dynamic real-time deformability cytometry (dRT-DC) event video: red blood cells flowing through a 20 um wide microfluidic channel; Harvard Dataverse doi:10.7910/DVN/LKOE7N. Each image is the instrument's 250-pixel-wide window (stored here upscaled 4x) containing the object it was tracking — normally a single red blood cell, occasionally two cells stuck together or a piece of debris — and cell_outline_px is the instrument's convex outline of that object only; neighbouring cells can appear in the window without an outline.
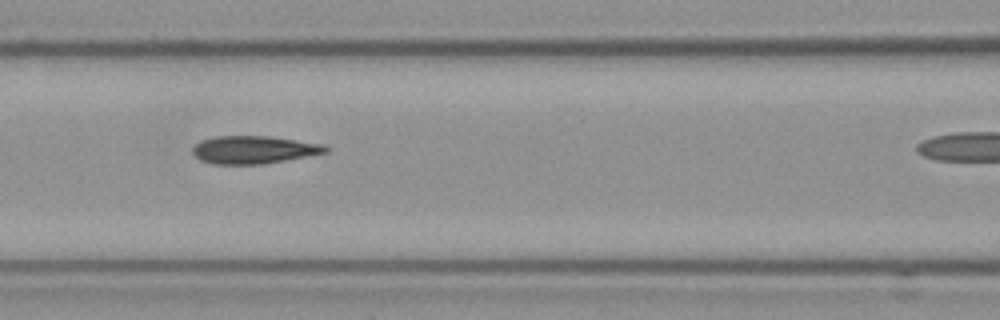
{"species": "Egyptian fruit bat (a non-hibernating species)", "species_latin": "Rousettus aegyptiacus", "temperature_condition": "cold", "stored_images_in_passage": 9, "camera_frame_rate_fps": 3000, "um_per_image_px": 0.085, "frame": {"image": 1, "passage_image": 6, "time_ms": 1.667, "image_size_px": [1000, 320], "cell_outline_px": [[332, 148], [328, 152], [264, 164], [212, 164], [200, 160], [192, 152], [192, 148], [200, 140], [216, 136], [272, 136], [324, 144]], "centroid_in_image_um": [21.6, 12.72], "position_along_channel_um": 145.0, "area_um2": 21.73}}
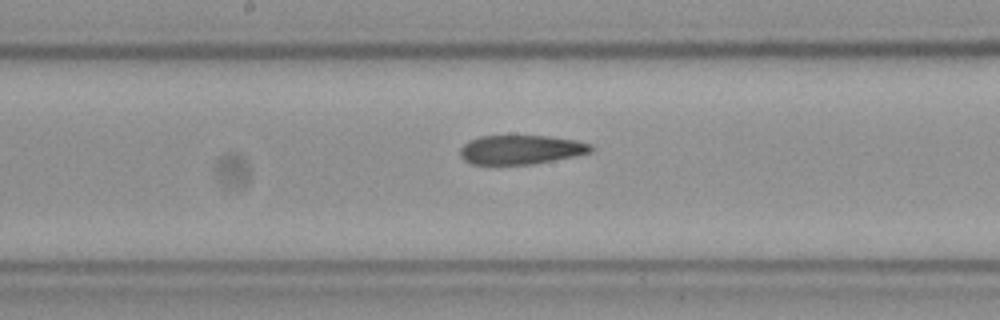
{"frame": {"image": 2, "passage_image": 8, "time_ms": 2.333, "image_size_px": [1000, 320], "cell_outline_px": [[592, 152], [532, 164], [472, 164], [464, 160], [460, 156], [460, 148], [468, 140], [480, 136], [548, 136], [576, 140], [592, 144]], "centroid_in_image_um": [44.25, 12.71], "position_along_channel_um": 204.0, "area_um2": 22.08}}